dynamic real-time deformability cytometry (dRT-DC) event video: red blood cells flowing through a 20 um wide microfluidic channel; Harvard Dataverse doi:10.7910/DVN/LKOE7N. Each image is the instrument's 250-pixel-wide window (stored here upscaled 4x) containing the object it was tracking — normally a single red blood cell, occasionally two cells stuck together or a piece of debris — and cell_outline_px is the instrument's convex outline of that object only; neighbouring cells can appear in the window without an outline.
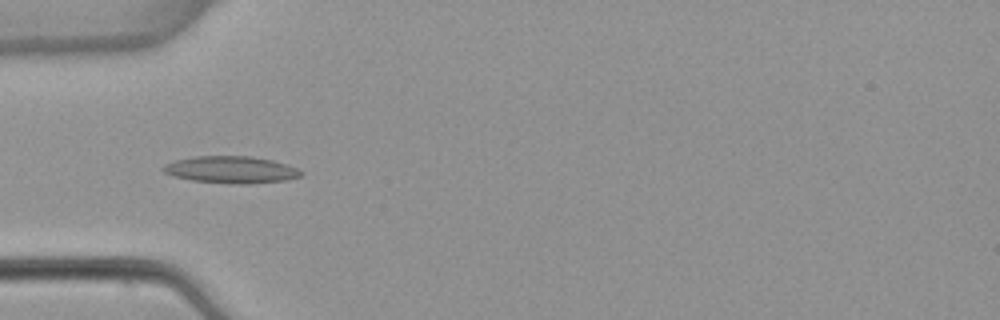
{"species": "common noctule bat (a hibernating species)", "species_latin": "Nyctalus noctula", "temperature_condition": "warm", "stored_images_in_passage": 4, "camera_frame_rate_fps": 3000, "um_per_image_px": 0.085, "animal": {"sex": "female", "body_mass_g": 22.7, "forearm_length_mm": 54.2}, "frame": {"image": 1, "passage_image": 3, "time_ms": 3.333, "image_size_px": [1000, 320], "cell_outline_px": [[304, 172], [300, 176], [284, 180], [248, 184], [236, 184], [192, 180], [172, 176], [164, 172], [160, 168], [164, 164], [176, 160], [196, 156], [252, 156], [272, 160], [288, 164]], "centroid_in_image_um": [19.63, 14.42], "position_along_channel_um": 65.4, "area_um2": 21.68}}
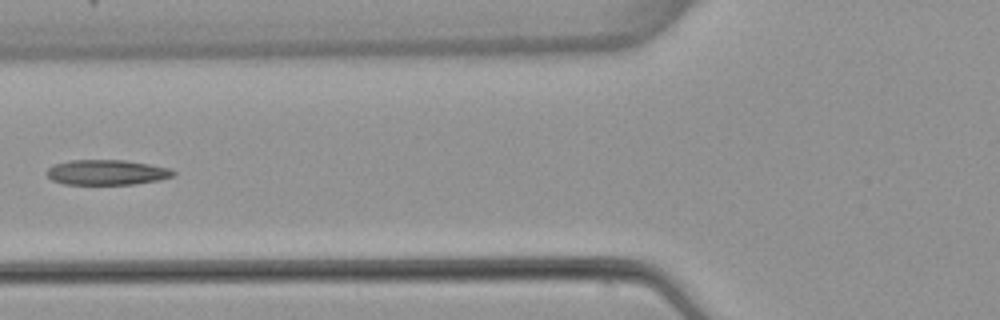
{"frame": {"image": 2, "passage_image": 4, "time_ms": 4.667, "image_size_px": [1000, 320], "cell_outline_px": [[176, 172], [172, 176], [160, 180], [132, 184], [64, 184], [52, 180], [44, 172], [52, 164], [72, 160], [124, 160], [172, 168]], "centroid_in_image_um": [9.05, 14.64], "position_along_channel_um": 116.7, "area_um2": 18.61}}